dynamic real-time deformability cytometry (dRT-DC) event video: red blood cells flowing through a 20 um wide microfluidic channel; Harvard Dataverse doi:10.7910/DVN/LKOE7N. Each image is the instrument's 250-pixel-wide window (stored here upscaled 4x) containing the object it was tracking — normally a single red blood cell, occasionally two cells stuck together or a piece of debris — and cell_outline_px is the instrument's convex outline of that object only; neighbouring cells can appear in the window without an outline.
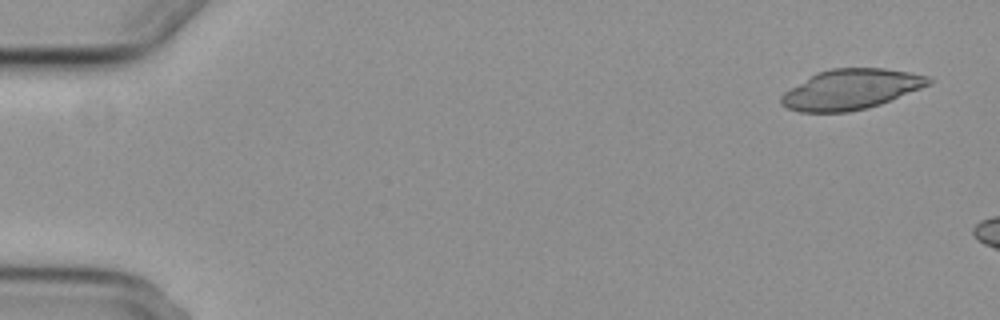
{"species": "common noctule bat (a hibernating species)", "species_latin": "Nyctalus noctula", "temperature_condition": "cold", "stored_images_in_passage": 4, "camera_frame_rate_fps": 3000, "um_per_image_px": 0.085, "animal": {"sex": "female", "body_mass_g": 29.2, "forearm_length_mm": 56.3}, "frame": {"image": 1, "passage_image": 1, "time_ms": 0.0, "image_size_px": [1000, 320], "cell_outline_px": [[932, 80], [928, 84], [920, 88], [880, 104], [868, 108], [848, 112], [800, 112], [788, 108], [780, 104], [780, 96], [784, 92], [816, 72], [832, 68], [884, 68], [908, 72], [928, 76]], "centroid_in_image_um": [72.28, 7.59], "position_along_channel_um": 12.7, "area_um2": 34.28}}